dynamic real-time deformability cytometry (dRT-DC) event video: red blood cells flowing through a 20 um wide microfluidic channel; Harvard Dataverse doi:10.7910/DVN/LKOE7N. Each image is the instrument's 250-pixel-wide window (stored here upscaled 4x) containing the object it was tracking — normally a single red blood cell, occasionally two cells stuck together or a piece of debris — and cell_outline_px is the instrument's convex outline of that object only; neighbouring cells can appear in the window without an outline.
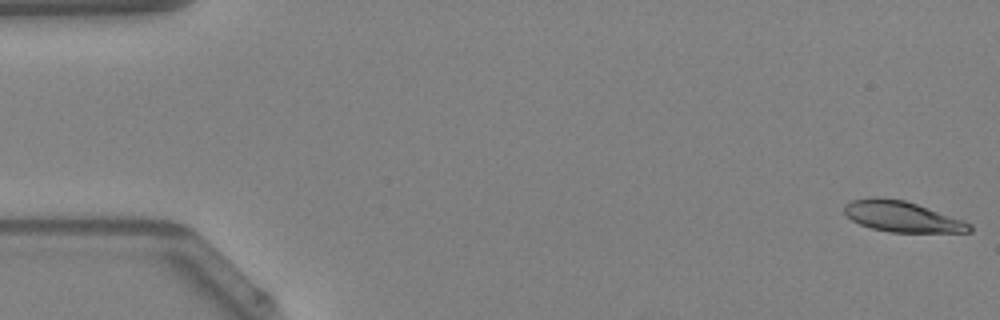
{"species": "Egyptian fruit bat (a non-hibernating species)", "species_latin": "Rousettus aegyptiacus", "temperature_condition": "warm", "stored_images_in_passage": 48, "camera_frame_rate_fps": 3000, "um_per_image_px": 0.085, "animal": {"sex": "female"}, "frame": {"image": 1, "passage_image": 1, "time_ms": 0.0, "image_size_px": [1000, 320], "cell_outline_px": [[972, 232], [892, 232], [872, 228], [860, 224], [852, 220], [844, 212], [844, 204], [852, 200], [876, 196], [904, 200], [964, 220], [972, 224]], "centroid_in_image_um": [76.68, 18.4], "position_along_channel_um": 8.3, "area_um2": 22.31}}
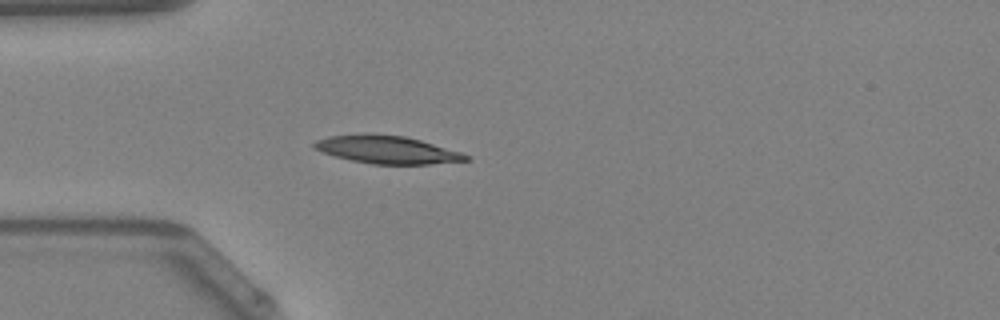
{"frame": {"image": 2, "passage_image": 14, "time_ms": 4.333, "image_size_px": [1000, 320], "cell_outline_px": [[472, 160], [428, 164], [372, 164], [352, 160], [320, 152], [312, 148], [312, 144], [316, 140], [328, 136], [404, 136], [420, 140], [460, 152], [472, 156]], "centroid_in_image_um": [32.94, 12.76], "position_along_channel_um": 52.1, "area_um2": 23.76}}
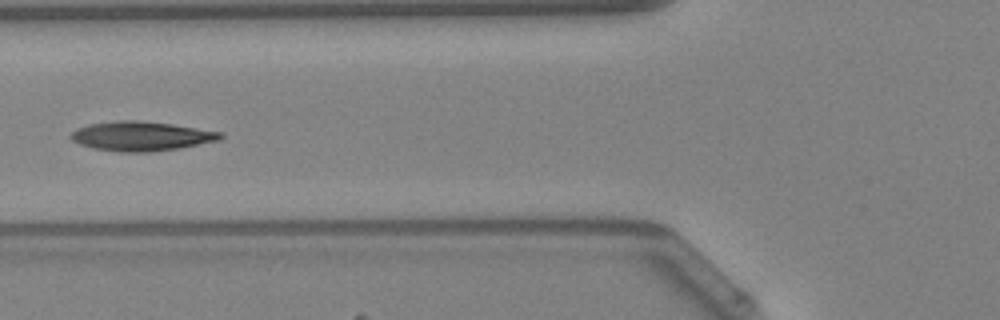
{"frame": {"image": 3, "passage_image": 19, "time_ms": 6.0, "image_size_px": [1000, 320], "cell_outline_px": [[224, 136], [220, 140], [180, 148], [152, 152], [124, 152], [92, 148], [80, 144], [72, 140], [68, 136], [76, 128], [88, 124], [116, 120], [140, 120], [172, 124], [224, 132]], "centroid_in_image_um": [12.01, 11.56], "position_along_channel_um": 113.8, "area_um2": 25.89}, "authors_computed_cell_mechanics": {"area_um2": 24.276, "velocity_mm_per_s": 4.2324, "shape_relaxation_time_tau1_ms": 3.9842, "shape_relaxation_time_tau2_ms": 2.4449, "deformation_change_tau1": 0.156, "deformation_change_tau2": 0.0983}}